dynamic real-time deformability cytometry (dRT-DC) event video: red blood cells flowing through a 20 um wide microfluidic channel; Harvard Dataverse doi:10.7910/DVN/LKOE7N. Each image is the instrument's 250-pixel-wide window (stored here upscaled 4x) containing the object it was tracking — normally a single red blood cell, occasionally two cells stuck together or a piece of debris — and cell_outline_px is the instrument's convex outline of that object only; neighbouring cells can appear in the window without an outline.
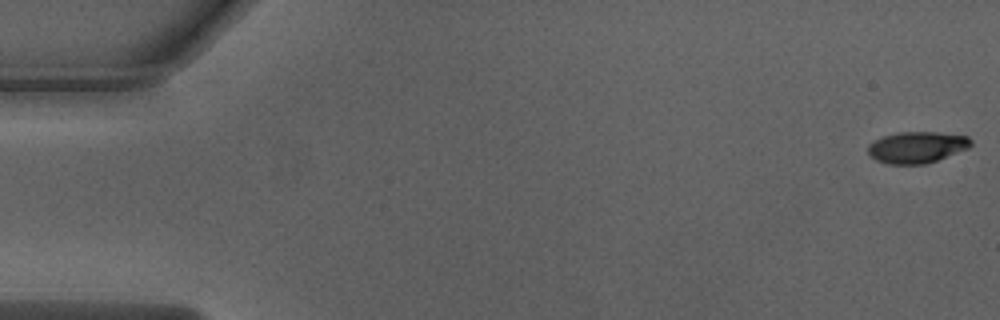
{"species": "Egyptian fruit bat (a non-hibernating species)", "species_latin": "Rousettus aegyptiacus", "temperature_condition": "warm", "stored_images_in_passage": 52, "camera_frame_rate_fps": 3000, "um_per_image_px": 0.085, "animal": {"sex": "male"}, "frame": {"image": 1, "passage_image": 1, "time_ms": 0.0, "image_size_px": [1000, 320], "cell_outline_px": [[972, 144], [968, 148], [936, 160], [924, 164], [888, 164], [876, 160], [868, 152], [868, 144], [884, 136], [900, 132], [940, 132], [968, 136], [972, 140]], "centroid_in_image_um": [77.95, 12.51], "position_along_channel_um": 7.1, "area_um2": 18.67}}
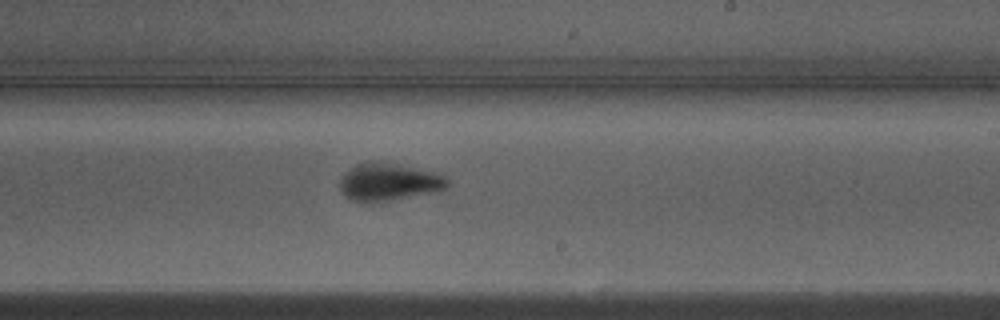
{"frame": {"image": 2, "passage_image": 31, "time_ms": 10.0, "image_size_px": [1000, 320], "cell_outline_px": [[448, 184], [440, 192], [372, 204], [360, 204], [348, 200], [340, 192], [340, 176], [348, 168], [356, 164], [368, 160], [380, 160], [440, 172], [448, 180]], "centroid_in_image_um": [33.0, 15.48], "position_along_channel_um": 256.0, "area_um2": 25.09}}
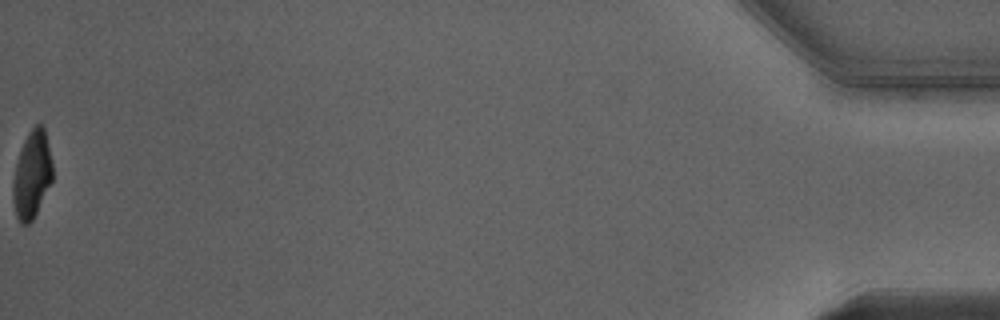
{"frame": {"image": 3, "passage_image": 52, "time_ms": 17.0, "image_size_px": [1000, 320], "cell_outline_px": [[52, 180], [32, 220], [28, 224], [20, 224], [16, 216], [12, 196], [12, 184], [16, 164], [24, 140], [28, 132], [36, 124], [40, 124], [44, 128], [52, 164]], "centroid_in_image_um": [2.69, 14.86], "position_along_channel_um": 432.5, "area_um2": 19.77}, "authors_computed_cell_mechanics": {"area_um2": 22.1374, "velocity_mm_per_s": 4.0221, "shape_relaxation_time_tau1_ms": 3.2656, "shape_relaxation_time_tau2_ms": 1.0792, "deformation_change_tau1": 0.1882, "deformation_change_tau2": 0.0528}}